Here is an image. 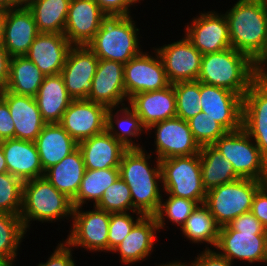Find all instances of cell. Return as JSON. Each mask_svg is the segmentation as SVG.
I'll return each mask as SVG.
<instances>
[{
  "mask_svg": "<svg viewBox=\"0 0 267 266\" xmlns=\"http://www.w3.org/2000/svg\"><path fill=\"white\" fill-rule=\"evenodd\" d=\"M197 81L240 95L257 112L267 109L261 85V67L248 55L232 47L204 54Z\"/></svg>",
  "mask_w": 267,
  "mask_h": 266,
  "instance_id": "6da1fadb",
  "label": "cell"
},
{
  "mask_svg": "<svg viewBox=\"0 0 267 266\" xmlns=\"http://www.w3.org/2000/svg\"><path fill=\"white\" fill-rule=\"evenodd\" d=\"M213 146L240 178L267 182V109L241 129L221 136Z\"/></svg>",
  "mask_w": 267,
  "mask_h": 266,
  "instance_id": "7a4b0ae2",
  "label": "cell"
},
{
  "mask_svg": "<svg viewBox=\"0 0 267 266\" xmlns=\"http://www.w3.org/2000/svg\"><path fill=\"white\" fill-rule=\"evenodd\" d=\"M224 15L231 47L262 68L267 62V0H237Z\"/></svg>",
  "mask_w": 267,
  "mask_h": 266,
  "instance_id": "3957f363",
  "label": "cell"
},
{
  "mask_svg": "<svg viewBox=\"0 0 267 266\" xmlns=\"http://www.w3.org/2000/svg\"><path fill=\"white\" fill-rule=\"evenodd\" d=\"M149 152L145 148L127 149L121 158L119 176L130 188L133 207L145 216H154L159 210L164 191L161 188L160 160L155 157L153 161L156 164H151L149 159L154 152Z\"/></svg>",
  "mask_w": 267,
  "mask_h": 266,
  "instance_id": "277c9868",
  "label": "cell"
},
{
  "mask_svg": "<svg viewBox=\"0 0 267 266\" xmlns=\"http://www.w3.org/2000/svg\"><path fill=\"white\" fill-rule=\"evenodd\" d=\"M73 210L72 200L58 191L45 176L23 182L20 217L26 232L30 230L33 221L40 223H53L61 219L70 221Z\"/></svg>",
  "mask_w": 267,
  "mask_h": 266,
  "instance_id": "5b68a950",
  "label": "cell"
},
{
  "mask_svg": "<svg viewBox=\"0 0 267 266\" xmlns=\"http://www.w3.org/2000/svg\"><path fill=\"white\" fill-rule=\"evenodd\" d=\"M139 32L132 15L108 16L87 47L98 59L125 64L143 51Z\"/></svg>",
  "mask_w": 267,
  "mask_h": 266,
  "instance_id": "8992f818",
  "label": "cell"
},
{
  "mask_svg": "<svg viewBox=\"0 0 267 266\" xmlns=\"http://www.w3.org/2000/svg\"><path fill=\"white\" fill-rule=\"evenodd\" d=\"M265 183L248 178L236 179L207 191L204 204L221 228L251 210L256 192Z\"/></svg>",
  "mask_w": 267,
  "mask_h": 266,
  "instance_id": "52a82bcc",
  "label": "cell"
},
{
  "mask_svg": "<svg viewBox=\"0 0 267 266\" xmlns=\"http://www.w3.org/2000/svg\"><path fill=\"white\" fill-rule=\"evenodd\" d=\"M160 165L164 194L198 204L205 202L207 191L202 181L200 154L163 159Z\"/></svg>",
  "mask_w": 267,
  "mask_h": 266,
  "instance_id": "ba28073f",
  "label": "cell"
},
{
  "mask_svg": "<svg viewBox=\"0 0 267 266\" xmlns=\"http://www.w3.org/2000/svg\"><path fill=\"white\" fill-rule=\"evenodd\" d=\"M199 102L202 112L207 113L228 132L241 129L258 113L240 95L201 82Z\"/></svg>",
  "mask_w": 267,
  "mask_h": 266,
  "instance_id": "9c48e42d",
  "label": "cell"
},
{
  "mask_svg": "<svg viewBox=\"0 0 267 266\" xmlns=\"http://www.w3.org/2000/svg\"><path fill=\"white\" fill-rule=\"evenodd\" d=\"M82 207L74 208L72 226L66 242L72 248H84L90 252L108 253V229L110 213L93 206L89 211Z\"/></svg>",
  "mask_w": 267,
  "mask_h": 266,
  "instance_id": "30bf717a",
  "label": "cell"
},
{
  "mask_svg": "<svg viewBox=\"0 0 267 266\" xmlns=\"http://www.w3.org/2000/svg\"><path fill=\"white\" fill-rule=\"evenodd\" d=\"M153 51L152 54L142 51L124 64V86L128 101L137 93L161 90L170 85L161 57L154 47Z\"/></svg>",
  "mask_w": 267,
  "mask_h": 266,
  "instance_id": "8fae6325",
  "label": "cell"
},
{
  "mask_svg": "<svg viewBox=\"0 0 267 266\" xmlns=\"http://www.w3.org/2000/svg\"><path fill=\"white\" fill-rule=\"evenodd\" d=\"M152 129L155 134L154 151L159 160L200 153L201 147L195 141L188 121L176 116L152 124L147 128L149 135Z\"/></svg>",
  "mask_w": 267,
  "mask_h": 266,
  "instance_id": "7c38bea8",
  "label": "cell"
},
{
  "mask_svg": "<svg viewBox=\"0 0 267 266\" xmlns=\"http://www.w3.org/2000/svg\"><path fill=\"white\" fill-rule=\"evenodd\" d=\"M191 20L184 26V35L202 55L231 47L228 23L223 12L201 11Z\"/></svg>",
  "mask_w": 267,
  "mask_h": 266,
  "instance_id": "4fadbf2b",
  "label": "cell"
},
{
  "mask_svg": "<svg viewBox=\"0 0 267 266\" xmlns=\"http://www.w3.org/2000/svg\"><path fill=\"white\" fill-rule=\"evenodd\" d=\"M215 249L232 263L239 259L267 264V232H238L226 225L219 229Z\"/></svg>",
  "mask_w": 267,
  "mask_h": 266,
  "instance_id": "5bb4252c",
  "label": "cell"
},
{
  "mask_svg": "<svg viewBox=\"0 0 267 266\" xmlns=\"http://www.w3.org/2000/svg\"><path fill=\"white\" fill-rule=\"evenodd\" d=\"M154 49L161 57L170 84L197 80L203 55L185 35L179 41Z\"/></svg>",
  "mask_w": 267,
  "mask_h": 266,
  "instance_id": "9a60e30c",
  "label": "cell"
},
{
  "mask_svg": "<svg viewBox=\"0 0 267 266\" xmlns=\"http://www.w3.org/2000/svg\"><path fill=\"white\" fill-rule=\"evenodd\" d=\"M107 107L87 99L72 100L59 123L77 142L106 129Z\"/></svg>",
  "mask_w": 267,
  "mask_h": 266,
  "instance_id": "2e32d148",
  "label": "cell"
},
{
  "mask_svg": "<svg viewBox=\"0 0 267 266\" xmlns=\"http://www.w3.org/2000/svg\"><path fill=\"white\" fill-rule=\"evenodd\" d=\"M99 59L87 46H73L67 55L61 75L73 100L87 99Z\"/></svg>",
  "mask_w": 267,
  "mask_h": 266,
  "instance_id": "e0dca14e",
  "label": "cell"
},
{
  "mask_svg": "<svg viewBox=\"0 0 267 266\" xmlns=\"http://www.w3.org/2000/svg\"><path fill=\"white\" fill-rule=\"evenodd\" d=\"M107 17L95 0H71L63 34L73 46H87Z\"/></svg>",
  "mask_w": 267,
  "mask_h": 266,
  "instance_id": "ac0fdd59",
  "label": "cell"
},
{
  "mask_svg": "<svg viewBox=\"0 0 267 266\" xmlns=\"http://www.w3.org/2000/svg\"><path fill=\"white\" fill-rule=\"evenodd\" d=\"M87 100L107 108L125 105L128 100L124 86V64L99 59Z\"/></svg>",
  "mask_w": 267,
  "mask_h": 266,
  "instance_id": "d6986e66",
  "label": "cell"
},
{
  "mask_svg": "<svg viewBox=\"0 0 267 266\" xmlns=\"http://www.w3.org/2000/svg\"><path fill=\"white\" fill-rule=\"evenodd\" d=\"M38 34L32 12L27 7L7 10L2 46L10 57L24 56Z\"/></svg>",
  "mask_w": 267,
  "mask_h": 266,
  "instance_id": "ffe728a7",
  "label": "cell"
},
{
  "mask_svg": "<svg viewBox=\"0 0 267 266\" xmlns=\"http://www.w3.org/2000/svg\"><path fill=\"white\" fill-rule=\"evenodd\" d=\"M73 45L64 34L39 33L25 56L45 76L61 74L69 50Z\"/></svg>",
  "mask_w": 267,
  "mask_h": 266,
  "instance_id": "44dd1931",
  "label": "cell"
},
{
  "mask_svg": "<svg viewBox=\"0 0 267 266\" xmlns=\"http://www.w3.org/2000/svg\"><path fill=\"white\" fill-rule=\"evenodd\" d=\"M159 227L155 216H144L111 253H117L120 262L134 265L143 262L153 253Z\"/></svg>",
  "mask_w": 267,
  "mask_h": 266,
  "instance_id": "7402d4cb",
  "label": "cell"
},
{
  "mask_svg": "<svg viewBox=\"0 0 267 266\" xmlns=\"http://www.w3.org/2000/svg\"><path fill=\"white\" fill-rule=\"evenodd\" d=\"M6 101L14 123V138L35 142L47 124L40 113L34 97L18 95L5 90Z\"/></svg>",
  "mask_w": 267,
  "mask_h": 266,
  "instance_id": "603a6c76",
  "label": "cell"
},
{
  "mask_svg": "<svg viewBox=\"0 0 267 266\" xmlns=\"http://www.w3.org/2000/svg\"><path fill=\"white\" fill-rule=\"evenodd\" d=\"M149 128L152 124L176 117V95L173 85L161 90L137 93L127 102Z\"/></svg>",
  "mask_w": 267,
  "mask_h": 266,
  "instance_id": "cb8c5ba5",
  "label": "cell"
},
{
  "mask_svg": "<svg viewBox=\"0 0 267 266\" xmlns=\"http://www.w3.org/2000/svg\"><path fill=\"white\" fill-rule=\"evenodd\" d=\"M0 146L10 174L22 182L44 176L35 142L12 138L1 141Z\"/></svg>",
  "mask_w": 267,
  "mask_h": 266,
  "instance_id": "d4e9b609",
  "label": "cell"
},
{
  "mask_svg": "<svg viewBox=\"0 0 267 266\" xmlns=\"http://www.w3.org/2000/svg\"><path fill=\"white\" fill-rule=\"evenodd\" d=\"M86 169L119 168L127 148L106 129L78 143Z\"/></svg>",
  "mask_w": 267,
  "mask_h": 266,
  "instance_id": "484cf974",
  "label": "cell"
},
{
  "mask_svg": "<svg viewBox=\"0 0 267 266\" xmlns=\"http://www.w3.org/2000/svg\"><path fill=\"white\" fill-rule=\"evenodd\" d=\"M35 144L44 172L78 148V143L59 123L46 124Z\"/></svg>",
  "mask_w": 267,
  "mask_h": 266,
  "instance_id": "4316f807",
  "label": "cell"
},
{
  "mask_svg": "<svg viewBox=\"0 0 267 266\" xmlns=\"http://www.w3.org/2000/svg\"><path fill=\"white\" fill-rule=\"evenodd\" d=\"M34 98L47 124L60 123L63 113L73 100L67 92L61 74L45 76Z\"/></svg>",
  "mask_w": 267,
  "mask_h": 266,
  "instance_id": "83f0119b",
  "label": "cell"
},
{
  "mask_svg": "<svg viewBox=\"0 0 267 266\" xmlns=\"http://www.w3.org/2000/svg\"><path fill=\"white\" fill-rule=\"evenodd\" d=\"M106 130L127 149L144 148L143 144L140 146L137 141L142 133L148 135L147 128L142 124L141 118L129 104L107 108ZM136 138L137 141H135Z\"/></svg>",
  "mask_w": 267,
  "mask_h": 266,
  "instance_id": "f1b7e54d",
  "label": "cell"
},
{
  "mask_svg": "<svg viewBox=\"0 0 267 266\" xmlns=\"http://www.w3.org/2000/svg\"><path fill=\"white\" fill-rule=\"evenodd\" d=\"M84 159L77 148L59 163L45 171V178L60 192L71 200L76 196L85 173Z\"/></svg>",
  "mask_w": 267,
  "mask_h": 266,
  "instance_id": "f546056e",
  "label": "cell"
},
{
  "mask_svg": "<svg viewBox=\"0 0 267 266\" xmlns=\"http://www.w3.org/2000/svg\"><path fill=\"white\" fill-rule=\"evenodd\" d=\"M45 75L25 55L10 59L6 90L18 95L35 97Z\"/></svg>",
  "mask_w": 267,
  "mask_h": 266,
  "instance_id": "4dcf8cb0",
  "label": "cell"
},
{
  "mask_svg": "<svg viewBox=\"0 0 267 266\" xmlns=\"http://www.w3.org/2000/svg\"><path fill=\"white\" fill-rule=\"evenodd\" d=\"M199 154L202 181L206 191L240 178L235 173L232 163L213 145L202 146Z\"/></svg>",
  "mask_w": 267,
  "mask_h": 266,
  "instance_id": "1f68e13d",
  "label": "cell"
},
{
  "mask_svg": "<svg viewBox=\"0 0 267 266\" xmlns=\"http://www.w3.org/2000/svg\"><path fill=\"white\" fill-rule=\"evenodd\" d=\"M182 231V237L187 238L191 243L208 244L205 249H214L219 235L220 227L217 225L209 208L203 203L198 204L186 219L184 225L179 228Z\"/></svg>",
  "mask_w": 267,
  "mask_h": 266,
  "instance_id": "d6a6232c",
  "label": "cell"
},
{
  "mask_svg": "<svg viewBox=\"0 0 267 266\" xmlns=\"http://www.w3.org/2000/svg\"><path fill=\"white\" fill-rule=\"evenodd\" d=\"M118 177L119 168L86 169L79 190L72 199L73 207H83L89 202L96 206L106 188L113 184Z\"/></svg>",
  "mask_w": 267,
  "mask_h": 266,
  "instance_id": "836d02e7",
  "label": "cell"
},
{
  "mask_svg": "<svg viewBox=\"0 0 267 266\" xmlns=\"http://www.w3.org/2000/svg\"><path fill=\"white\" fill-rule=\"evenodd\" d=\"M71 0H36L27 8L32 12L39 33L63 34Z\"/></svg>",
  "mask_w": 267,
  "mask_h": 266,
  "instance_id": "e575fe53",
  "label": "cell"
},
{
  "mask_svg": "<svg viewBox=\"0 0 267 266\" xmlns=\"http://www.w3.org/2000/svg\"><path fill=\"white\" fill-rule=\"evenodd\" d=\"M26 233L20 215L0 212V256L11 266L16 265L15 259Z\"/></svg>",
  "mask_w": 267,
  "mask_h": 266,
  "instance_id": "d590c367",
  "label": "cell"
},
{
  "mask_svg": "<svg viewBox=\"0 0 267 266\" xmlns=\"http://www.w3.org/2000/svg\"><path fill=\"white\" fill-rule=\"evenodd\" d=\"M167 198L161 199V204L158 212L154 215L157 220L159 231L165 229L166 219L170 223L179 226L180 228L186 222L192 211L196 208L198 203L186 198L166 195ZM165 200V201H164Z\"/></svg>",
  "mask_w": 267,
  "mask_h": 266,
  "instance_id": "8d00e7d4",
  "label": "cell"
},
{
  "mask_svg": "<svg viewBox=\"0 0 267 266\" xmlns=\"http://www.w3.org/2000/svg\"><path fill=\"white\" fill-rule=\"evenodd\" d=\"M173 89L176 95V116L188 121L202 112L200 105V82L186 81L174 83Z\"/></svg>",
  "mask_w": 267,
  "mask_h": 266,
  "instance_id": "74e56055",
  "label": "cell"
},
{
  "mask_svg": "<svg viewBox=\"0 0 267 266\" xmlns=\"http://www.w3.org/2000/svg\"><path fill=\"white\" fill-rule=\"evenodd\" d=\"M96 207L109 213L138 212L133 207L130 188L120 176L106 188Z\"/></svg>",
  "mask_w": 267,
  "mask_h": 266,
  "instance_id": "f35d334b",
  "label": "cell"
},
{
  "mask_svg": "<svg viewBox=\"0 0 267 266\" xmlns=\"http://www.w3.org/2000/svg\"><path fill=\"white\" fill-rule=\"evenodd\" d=\"M23 182L5 172L0 174V212L20 215L22 210Z\"/></svg>",
  "mask_w": 267,
  "mask_h": 266,
  "instance_id": "ab89813d",
  "label": "cell"
},
{
  "mask_svg": "<svg viewBox=\"0 0 267 266\" xmlns=\"http://www.w3.org/2000/svg\"><path fill=\"white\" fill-rule=\"evenodd\" d=\"M190 130L195 141L200 147L213 145L221 136L228 131L207 113L199 112L188 120Z\"/></svg>",
  "mask_w": 267,
  "mask_h": 266,
  "instance_id": "60d3db41",
  "label": "cell"
},
{
  "mask_svg": "<svg viewBox=\"0 0 267 266\" xmlns=\"http://www.w3.org/2000/svg\"><path fill=\"white\" fill-rule=\"evenodd\" d=\"M144 216L145 215L140 212H133V215L130 212L110 213V223L108 229L109 253H111V251L123 241V239L130 233L132 228Z\"/></svg>",
  "mask_w": 267,
  "mask_h": 266,
  "instance_id": "b9f144b4",
  "label": "cell"
},
{
  "mask_svg": "<svg viewBox=\"0 0 267 266\" xmlns=\"http://www.w3.org/2000/svg\"><path fill=\"white\" fill-rule=\"evenodd\" d=\"M72 251V247L66 241H60L46 263L39 262L37 266H76Z\"/></svg>",
  "mask_w": 267,
  "mask_h": 266,
  "instance_id": "7bdbcfd3",
  "label": "cell"
},
{
  "mask_svg": "<svg viewBox=\"0 0 267 266\" xmlns=\"http://www.w3.org/2000/svg\"><path fill=\"white\" fill-rule=\"evenodd\" d=\"M107 16H129L131 8L144 0H95ZM131 7V8H130Z\"/></svg>",
  "mask_w": 267,
  "mask_h": 266,
  "instance_id": "ee69618b",
  "label": "cell"
},
{
  "mask_svg": "<svg viewBox=\"0 0 267 266\" xmlns=\"http://www.w3.org/2000/svg\"><path fill=\"white\" fill-rule=\"evenodd\" d=\"M228 226L238 232H267L261 222L251 213V211L239 215L232 220Z\"/></svg>",
  "mask_w": 267,
  "mask_h": 266,
  "instance_id": "f6af8a7d",
  "label": "cell"
},
{
  "mask_svg": "<svg viewBox=\"0 0 267 266\" xmlns=\"http://www.w3.org/2000/svg\"><path fill=\"white\" fill-rule=\"evenodd\" d=\"M190 261V266H233L229 259L220 255L215 249H204Z\"/></svg>",
  "mask_w": 267,
  "mask_h": 266,
  "instance_id": "bcb514c9",
  "label": "cell"
},
{
  "mask_svg": "<svg viewBox=\"0 0 267 266\" xmlns=\"http://www.w3.org/2000/svg\"><path fill=\"white\" fill-rule=\"evenodd\" d=\"M250 211L267 230V183L256 192Z\"/></svg>",
  "mask_w": 267,
  "mask_h": 266,
  "instance_id": "7dc6e473",
  "label": "cell"
},
{
  "mask_svg": "<svg viewBox=\"0 0 267 266\" xmlns=\"http://www.w3.org/2000/svg\"><path fill=\"white\" fill-rule=\"evenodd\" d=\"M14 138V123L6 101L0 100V142Z\"/></svg>",
  "mask_w": 267,
  "mask_h": 266,
  "instance_id": "c3c4849f",
  "label": "cell"
},
{
  "mask_svg": "<svg viewBox=\"0 0 267 266\" xmlns=\"http://www.w3.org/2000/svg\"><path fill=\"white\" fill-rule=\"evenodd\" d=\"M11 57L0 44V82L6 87L9 77V66Z\"/></svg>",
  "mask_w": 267,
  "mask_h": 266,
  "instance_id": "681fc988",
  "label": "cell"
},
{
  "mask_svg": "<svg viewBox=\"0 0 267 266\" xmlns=\"http://www.w3.org/2000/svg\"><path fill=\"white\" fill-rule=\"evenodd\" d=\"M261 85L267 99V62L261 68Z\"/></svg>",
  "mask_w": 267,
  "mask_h": 266,
  "instance_id": "f907efd6",
  "label": "cell"
},
{
  "mask_svg": "<svg viewBox=\"0 0 267 266\" xmlns=\"http://www.w3.org/2000/svg\"><path fill=\"white\" fill-rule=\"evenodd\" d=\"M15 8V0H0V9L9 10Z\"/></svg>",
  "mask_w": 267,
  "mask_h": 266,
  "instance_id": "816d5d0a",
  "label": "cell"
},
{
  "mask_svg": "<svg viewBox=\"0 0 267 266\" xmlns=\"http://www.w3.org/2000/svg\"><path fill=\"white\" fill-rule=\"evenodd\" d=\"M6 14H7V11L0 9V44H2V40H3L4 21H5Z\"/></svg>",
  "mask_w": 267,
  "mask_h": 266,
  "instance_id": "f5cc1de1",
  "label": "cell"
},
{
  "mask_svg": "<svg viewBox=\"0 0 267 266\" xmlns=\"http://www.w3.org/2000/svg\"><path fill=\"white\" fill-rule=\"evenodd\" d=\"M8 172L7 171V164L5 160V156L2 150V147L0 146V174Z\"/></svg>",
  "mask_w": 267,
  "mask_h": 266,
  "instance_id": "db71d44e",
  "label": "cell"
},
{
  "mask_svg": "<svg viewBox=\"0 0 267 266\" xmlns=\"http://www.w3.org/2000/svg\"><path fill=\"white\" fill-rule=\"evenodd\" d=\"M155 266H190L189 265V262L187 263V262H181V260H172V262L171 261H169V262H166V263H162V264H159V265H155Z\"/></svg>",
  "mask_w": 267,
  "mask_h": 266,
  "instance_id": "11a10c76",
  "label": "cell"
},
{
  "mask_svg": "<svg viewBox=\"0 0 267 266\" xmlns=\"http://www.w3.org/2000/svg\"><path fill=\"white\" fill-rule=\"evenodd\" d=\"M36 0H15V7H28Z\"/></svg>",
  "mask_w": 267,
  "mask_h": 266,
  "instance_id": "9f6ffc18",
  "label": "cell"
},
{
  "mask_svg": "<svg viewBox=\"0 0 267 266\" xmlns=\"http://www.w3.org/2000/svg\"><path fill=\"white\" fill-rule=\"evenodd\" d=\"M6 87L0 82V100L3 98Z\"/></svg>",
  "mask_w": 267,
  "mask_h": 266,
  "instance_id": "6f0895ef",
  "label": "cell"
},
{
  "mask_svg": "<svg viewBox=\"0 0 267 266\" xmlns=\"http://www.w3.org/2000/svg\"><path fill=\"white\" fill-rule=\"evenodd\" d=\"M0 266H11L3 257L0 256Z\"/></svg>",
  "mask_w": 267,
  "mask_h": 266,
  "instance_id": "680465c9",
  "label": "cell"
}]
</instances>
